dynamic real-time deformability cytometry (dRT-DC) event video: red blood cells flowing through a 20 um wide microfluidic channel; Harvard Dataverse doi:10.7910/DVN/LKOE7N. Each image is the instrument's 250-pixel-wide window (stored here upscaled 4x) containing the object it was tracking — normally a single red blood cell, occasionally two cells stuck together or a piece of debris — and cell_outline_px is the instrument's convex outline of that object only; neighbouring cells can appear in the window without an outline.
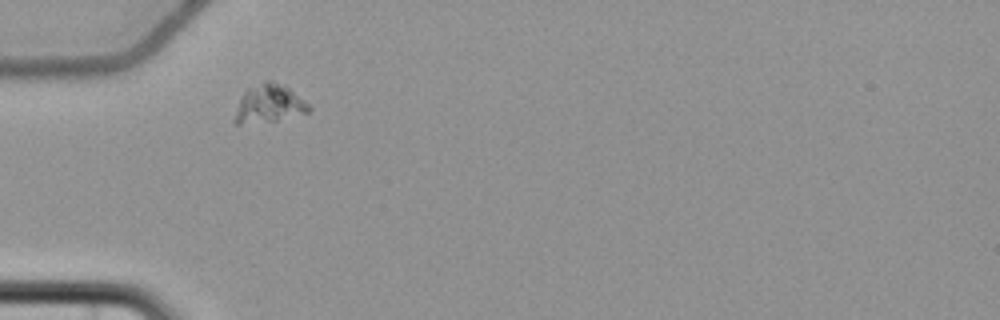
{"species": "common noctule bat (a hibernating species)", "species_latin": "Nyctalus noctula", "temperature_condition": "cold", "stored_images_in_passage": 3, "camera_frame_rate_fps": 3000, "um_per_image_px": 0.085, "animal": {"sex": "female", "body_mass_g": 22.7, "forearm_length_mm": 54.2}, "frame": {"image": 1, "passage_image": 1, "time_ms": 0.0, "image_size_px": [1000, 320], "cell_outline_px": [[312, 108], [308, 112], [276, 120], [240, 124], [236, 124], [232, 120], [240, 100], [244, 92], [248, 88], [264, 80], [268, 80], [288, 88], [304, 100]], "centroid_in_image_um": [22.83, 8.82], "position_along_channel_um": 62.2, "area_um2": 16.07}}
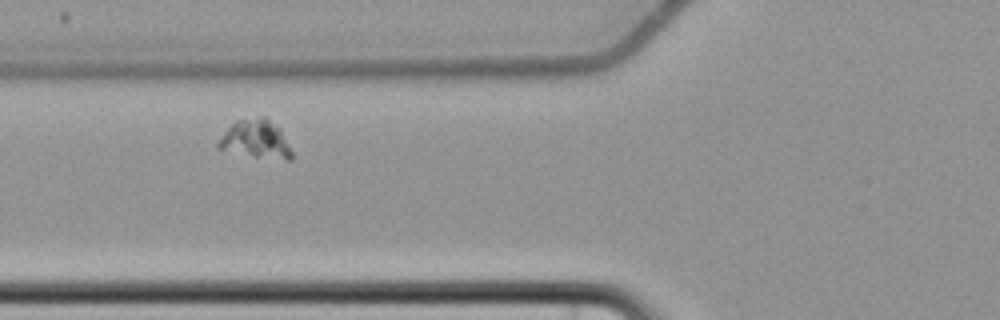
{"frame": {"image": 2, "passage_image": 2, "time_ms": 1.333, "image_size_px": [1000, 320], "cell_outline_px": [[292, 160], [288, 160], [256, 156], [216, 148], [216, 144], [228, 128], [236, 120], [260, 116], [264, 116], [280, 128], [292, 152]], "centroid_in_image_um": [21.76, 11.81], "position_along_channel_um": 104.0, "area_um2": 16.07}}
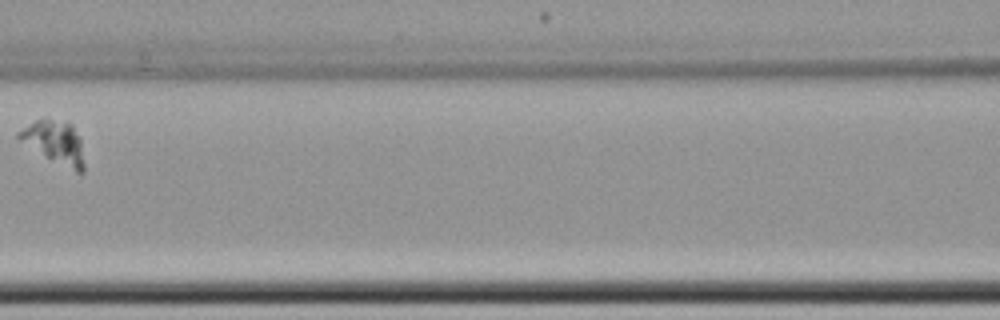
{"frame": {"image": 3, "passage_image": 3, "time_ms": 3.0, "image_size_px": [1000, 320], "cell_outline_px": [[84, 172], [76, 172], [16, 140], [16, 132], [36, 120], [44, 116], [72, 124], [80, 136], [84, 164]], "centroid_in_image_um": [4.63, 12.04], "position_along_channel_um": 162.0, "area_um2": 16.42}}